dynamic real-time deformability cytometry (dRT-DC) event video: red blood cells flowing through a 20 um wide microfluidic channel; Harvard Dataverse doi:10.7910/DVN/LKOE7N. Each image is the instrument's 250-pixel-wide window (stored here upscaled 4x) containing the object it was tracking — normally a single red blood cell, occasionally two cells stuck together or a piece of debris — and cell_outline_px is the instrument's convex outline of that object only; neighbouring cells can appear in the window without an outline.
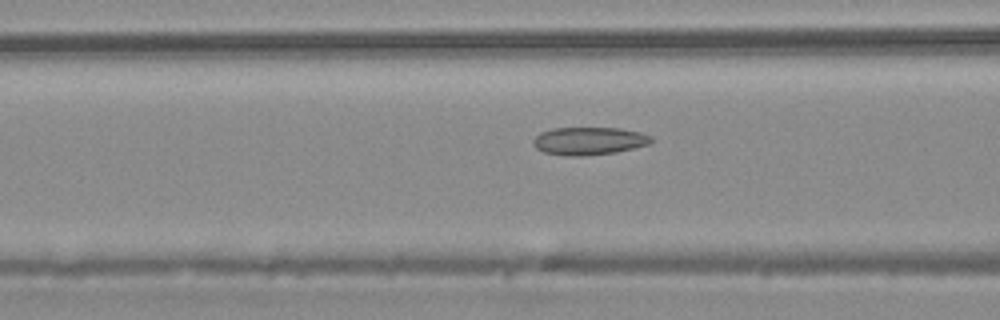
{"species": "common noctule bat (a hibernating species)", "species_latin": "Nyctalus noctula", "temperature_condition": "warm", "stored_images_in_passage": 26, "camera_frame_rate_fps": 3000, "um_per_image_px": 0.085, "animal": {"sex": "male", "body_mass_g": 20.4}, "frame": {"image": 1, "passage_image": 8, "time_ms": 2.333, "image_size_px": [1000, 320], "cell_outline_px": [[652, 140], [648, 144], [616, 152], [584, 156], [568, 156], [544, 152], [536, 148], [532, 144], [532, 140], [540, 132], [552, 128], [620, 128], [640, 132], [652, 136]], "centroid_in_image_um": [50.03, 11.98], "position_along_channel_um": 116.6, "area_um2": 19.13}}